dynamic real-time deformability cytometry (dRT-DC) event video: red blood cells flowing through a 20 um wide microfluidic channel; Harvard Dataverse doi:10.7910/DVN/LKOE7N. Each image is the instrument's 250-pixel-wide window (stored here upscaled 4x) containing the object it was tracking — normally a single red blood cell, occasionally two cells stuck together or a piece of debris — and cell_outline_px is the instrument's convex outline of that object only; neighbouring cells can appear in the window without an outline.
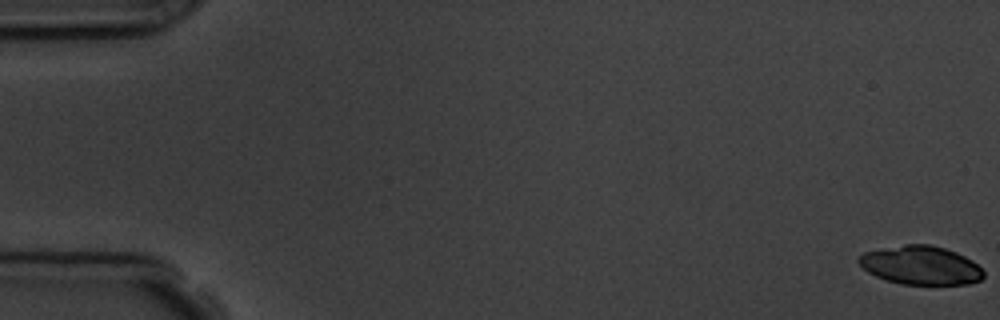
{"species": "common noctule bat (a hibernating species)", "species_latin": "Nyctalus noctula", "temperature_condition": "room temperature", "stored_images_in_passage": 5, "camera_frame_rate_fps": 3000, "um_per_image_px": 0.085, "animal": {"sex": "male", "body_mass_g": 19.5, "forearm_length_mm": 54.6}, "frame": {"image": 1, "passage_image": 1, "time_ms": 0.0, "image_size_px": [1000, 320], "cell_outline_px": [[984, 276], [980, 280], [968, 284], [900, 284], [884, 280], [868, 272], [856, 260], [864, 252], [904, 244], [928, 244], [944, 248], [956, 252], [972, 260], [984, 272]], "centroid_in_image_um": [78.25, 22.55], "position_along_channel_um": 6.7, "area_um2": 28.03}}